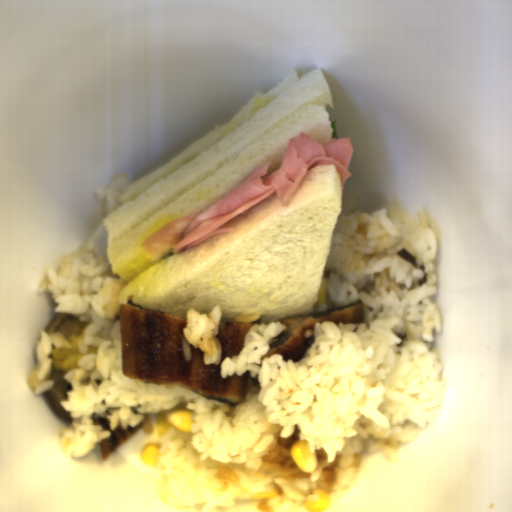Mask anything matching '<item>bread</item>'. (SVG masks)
I'll list each match as a JSON object with an SVG mask.
<instances>
[{
  "instance_id": "1",
  "label": "bread",
  "mask_w": 512,
  "mask_h": 512,
  "mask_svg": "<svg viewBox=\"0 0 512 512\" xmlns=\"http://www.w3.org/2000/svg\"><path fill=\"white\" fill-rule=\"evenodd\" d=\"M331 89L321 71L292 68L269 90L255 92L229 119L155 170L129 183L103 218L111 275L126 281L110 299L187 321L195 309L219 323L239 315L269 325L316 313L343 188L334 166L312 167L283 206L270 194L232 221L233 232L180 254H147L142 243L171 221L204 211L264 162L277 172L291 139L302 132L325 143L333 129Z\"/></svg>"
}]
</instances>
